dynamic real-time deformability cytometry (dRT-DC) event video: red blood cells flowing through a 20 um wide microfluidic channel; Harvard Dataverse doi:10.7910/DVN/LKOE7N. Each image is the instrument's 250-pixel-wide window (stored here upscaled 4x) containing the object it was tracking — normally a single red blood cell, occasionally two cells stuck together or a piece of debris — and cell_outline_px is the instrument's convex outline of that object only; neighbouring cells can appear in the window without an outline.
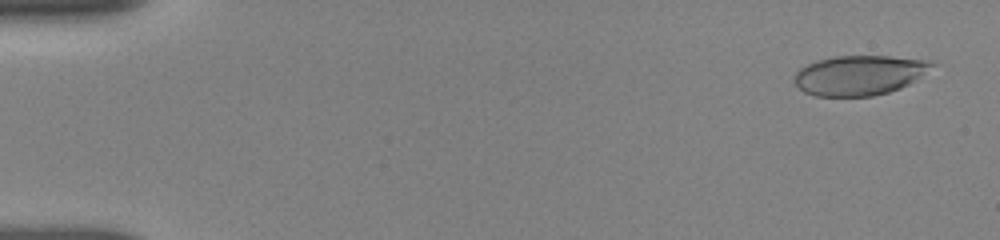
{"species": "human", "species_latin": "Homo sapiens", "temperature_condition": "room temperature", "stored_images_in_passage": 56, "camera_frame_rate_fps": 3000, "um_per_image_px": 0.085, "donor": {"sex": "female"}, "frame": {"image": 1, "passage_image": 3, "time_ms": 0.667, "image_size_px": [1000, 240], "cell_outline_px": [[936, 64], [908, 84], [900, 88], [888, 92], [872, 96], [816, 96], [804, 92], [792, 80], [796, 72], [800, 68], [816, 60], [836, 56], [892, 56], [932, 60]], "centroid_in_image_um": [73.03, 6.38], "position_along_channel_um": 12.0, "area_um2": 31.85}}
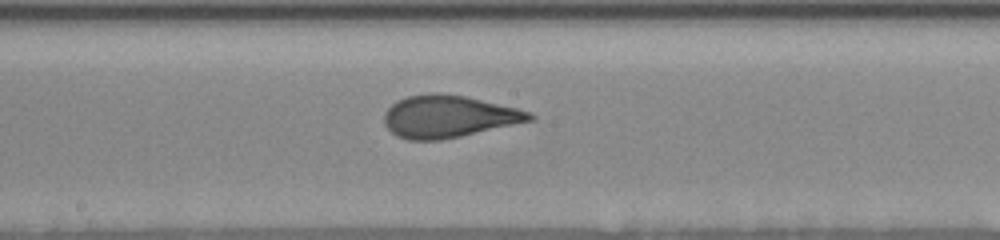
{"frame": {"image": 2, "passage_image": 26, "time_ms": 9.333, "image_size_px": [1000, 240], "cell_outline_px": [[536, 116], [532, 120], [460, 136], [440, 140], [408, 140], [396, 136], [384, 124], [384, 112], [392, 104], [408, 96], [428, 92], [440, 92], [464, 96], [516, 108], [532, 112]], "centroid_in_image_um": [38.09, 9.89], "position_along_channel_um": 210.1, "area_um2": 35.55}}
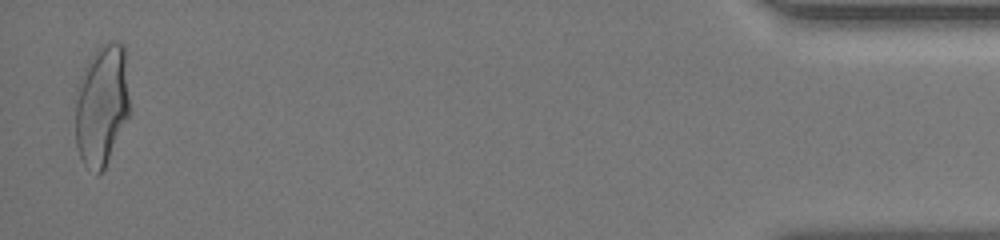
{"frame": {"image": 3, "passage_image": 54, "time_ms": 17.0, "image_size_px": [1000, 240], "cell_outline_px": [[128, 116], [104, 168], [100, 172], [96, 172], [84, 164], [80, 156], [76, 144], [72, 96], [80, 76], [88, 60], [96, 48], [108, 40], [124, 44], [128, 96]], "centroid_in_image_um": [8.57, 8.87], "position_along_channel_um": 426.6, "area_um2": 38.78}, "authors_computed_cell_mechanics": {"area_um2": 35.1424, "velocity_mm_per_s": 3.8651, "shape_relaxation_time_tau1_ms": 5.6838, "shape_relaxation_time_tau2_ms": 0.7362, "deformation_change_tau1": 0.2049, "deformation_change_tau2": 0.0791}}